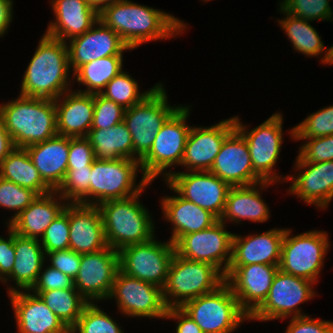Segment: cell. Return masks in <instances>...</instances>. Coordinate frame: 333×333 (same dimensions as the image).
Masks as SVG:
<instances>
[{"instance_id": "24", "label": "cell", "mask_w": 333, "mask_h": 333, "mask_svg": "<svg viewBox=\"0 0 333 333\" xmlns=\"http://www.w3.org/2000/svg\"><path fill=\"white\" fill-rule=\"evenodd\" d=\"M26 292L9 294L19 333H70L39 295Z\"/></svg>"}, {"instance_id": "8", "label": "cell", "mask_w": 333, "mask_h": 333, "mask_svg": "<svg viewBox=\"0 0 333 333\" xmlns=\"http://www.w3.org/2000/svg\"><path fill=\"white\" fill-rule=\"evenodd\" d=\"M162 86L160 83L141 103L125 110L123 122L132 136L135 161L140 162L149 153L162 125L180 107L167 103Z\"/></svg>"}, {"instance_id": "41", "label": "cell", "mask_w": 333, "mask_h": 333, "mask_svg": "<svg viewBox=\"0 0 333 333\" xmlns=\"http://www.w3.org/2000/svg\"><path fill=\"white\" fill-rule=\"evenodd\" d=\"M333 134V105L310 114L296 127L290 130L295 140L312 139Z\"/></svg>"}, {"instance_id": "46", "label": "cell", "mask_w": 333, "mask_h": 333, "mask_svg": "<svg viewBox=\"0 0 333 333\" xmlns=\"http://www.w3.org/2000/svg\"><path fill=\"white\" fill-rule=\"evenodd\" d=\"M305 140L307 142L300 147L299 155L307 163L333 161V134Z\"/></svg>"}, {"instance_id": "5", "label": "cell", "mask_w": 333, "mask_h": 333, "mask_svg": "<svg viewBox=\"0 0 333 333\" xmlns=\"http://www.w3.org/2000/svg\"><path fill=\"white\" fill-rule=\"evenodd\" d=\"M224 282V275L213 265L175 253L162 289L164 302L167 308L181 307L189 300L215 291Z\"/></svg>"}, {"instance_id": "45", "label": "cell", "mask_w": 333, "mask_h": 333, "mask_svg": "<svg viewBox=\"0 0 333 333\" xmlns=\"http://www.w3.org/2000/svg\"><path fill=\"white\" fill-rule=\"evenodd\" d=\"M125 110L101 93L94 94V113L91 129H108L124 119Z\"/></svg>"}, {"instance_id": "38", "label": "cell", "mask_w": 333, "mask_h": 333, "mask_svg": "<svg viewBox=\"0 0 333 333\" xmlns=\"http://www.w3.org/2000/svg\"><path fill=\"white\" fill-rule=\"evenodd\" d=\"M160 83L150 90L140 93L138 83L127 72L121 71L105 87L101 94L124 109L141 103Z\"/></svg>"}, {"instance_id": "12", "label": "cell", "mask_w": 333, "mask_h": 333, "mask_svg": "<svg viewBox=\"0 0 333 333\" xmlns=\"http://www.w3.org/2000/svg\"><path fill=\"white\" fill-rule=\"evenodd\" d=\"M313 284H315L313 281L278 269L267 297L249 316V321L283 320L291 315L292 317L306 316L297 306L315 296L316 293L312 289Z\"/></svg>"}, {"instance_id": "50", "label": "cell", "mask_w": 333, "mask_h": 333, "mask_svg": "<svg viewBox=\"0 0 333 333\" xmlns=\"http://www.w3.org/2000/svg\"><path fill=\"white\" fill-rule=\"evenodd\" d=\"M285 333H333V321L313 319L308 315L291 317Z\"/></svg>"}, {"instance_id": "11", "label": "cell", "mask_w": 333, "mask_h": 333, "mask_svg": "<svg viewBox=\"0 0 333 333\" xmlns=\"http://www.w3.org/2000/svg\"><path fill=\"white\" fill-rule=\"evenodd\" d=\"M154 238L121 248L118 251L119 269L130 277L163 289L175 248L170 241L161 243Z\"/></svg>"}, {"instance_id": "31", "label": "cell", "mask_w": 333, "mask_h": 333, "mask_svg": "<svg viewBox=\"0 0 333 333\" xmlns=\"http://www.w3.org/2000/svg\"><path fill=\"white\" fill-rule=\"evenodd\" d=\"M271 184L273 183L262 181L249 186L231 187L227 195L224 211L219 220L223 223L227 219L234 223H239L245 219L260 223L267 221L270 217L269 208L261 198V193L257 187L259 186L260 190H264Z\"/></svg>"}, {"instance_id": "56", "label": "cell", "mask_w": 333, "mask_h": 333, "mask_svg": "<svg viewBox=\"0 0 333 333\" xmlns=\"http://www.w3.org/2000/svg\"><path fill=\"white\" fill-rule=\"evenodd\" d=\"M323 64H333V45L330 48H327V56Z\"/></svg>"}, {"instance_id": "19", "label": "cell", "mask_w": 333, "mask_h": 333, "mask_svg": "<svg viewBox=\"0 0 333 333\" xmlns=\"http://www.w3.org/2000/svg\"><path fill=\"white\" fill-rule=\"evenodd\" d=\"M210 172L231 187L249 186L263 181L254 172L246 139L236 128L222 143Z\"/></svg>"}, {"instance_id": "9", "label": "cell", "mask_w": 333, "mask_h": 333, "mask_svg": "<svg viewBox=\"0 0 333 333\" xmlns=\"http://www.w3.org/2000/svg\"><path fill=\"white\" fill-rule=\"evenodd\" d=\"M138 168L140 162L132 159H95L91 166L90 199L92 200H89V205L98 206L105 201L124 199L138 194L149 185V182L142 177L136 186Z\"/></svg>"}, {"instance_id": "2", "label": "cell", "mask_w": 333, "mask_h": 333, "mask_svg": "<svg viewBox=\"0 0 333 333\" xmlns=\"http://www.w3.org/2000/svg\"><path fill=\"white\" fill-rule=\"evenodd\" d=\"M24 73L20 95L56 100L69 91V55L67 43L42 35Z\"/></svg>"}, {"instance_id": "25", "label": "cell", "mask_w": 333, "mask_h": 333, "mask_svg": "<svg viewBox=\"0 0 333 333\" xmlns=\"http://www.w3.org/2000/svg\"><path fill=\"white\" fill-rule=\"evenodd\" d=\"M285 229H270L246 237L234 234L230 266L266 264L279 266Z\"/></svg>"}, {"instance_id": "53", "label": "cell", "mask_w": 333, "mask_h": 333, "mask_svg": "<svg viewBox=\"0 0 333 333\" xmlns=\"http://www.w3.org/2000/svg\"><path fill=\"white\" fill-rule=\"evenodd\" d=\"M12 0H0V38L4 36L7 28L10 26L13 14Z\"/></svg>"}, {"instance_id": "48", "label": "cell", "mask_w": 333, "mask_h": 333, "mask_svg": "<svg viewBox=\"0 0 333 333\" xmlns=\"http://www.w3.org/2000/svg\"><path fill=\"white\" fill-rule=\"evenodd\" d=\"M95 160L93 147L86 137H69V154L67 169L91 167Z\"/></svg>"}, {"instance_id": "51", "label": "cell", "mask_w": 333, "mask_h": 333, "mask_svg": "<svg viewBox=\"0 0 333 333\" xmlns=\"http://www.w3.org/2000/svg\"><path fill=\"white\" fill-rule=\"evenodd\" d=\"M8 239L0 236V281H4L11 273L15 262V232L8 226Z\"/></svg>"}, {"instance_id": "23", "label": "cell", "mask_w": 333, "mask_h": 333, "mask_svg": "<svg viewBox=\"0 0 333 333\" xmlns=\"http://www.w3.org/2000/svg\"><path fill=\"white\" fill-rule=\"evenodd\" d=\"M69 249L79 254L96 252L108 247L97 205L69 203Z\"/></svg>"}, {"instance_id": "49", "label": "cell", "mask_w": 333, "mask_h": 333, "mask_svg": "<svg viewBox=\"0 0 333 333\" xmlns=\"http://www.w3.org/2000/svg\"><path fill=\"white\" fill-rule=\"evenodd\" d=\"M50 258L51 267L61 271L73 280L78 275L81 263V254L76 253L71 249L58 250L47 253Z\"/></svg>"}, {"instance_id": "39", "label": "cell", "mask_w": 333, "mask_h": 333, "mask_svg": "<svg viewBox=\"0 0 333 333\" xmlns=\"http://www.w3.org/2000/svg\"><path fill=\"white\" fill-rule=\"evenodd\" d=\"M91 167L67 169L66 176L56 190L68 203L89 205Z\"/></svg>"}, {"instance_id": "30", "label": "cell", "mask_w": 333, "mask_h": 333, "mask_svg": "<svg viewBox=\"0 0 333 333\" xmlns=\"http://www.w3.org/2000/svg\"><path fill=\"white\" fill-rule=\"evenodd\" d=\"M57 195L56 191L45 195H38L25 210L10 223H7L8 226L20 236L39 239V235L42 237L45 230L67 205L64 202L65 199ZM57 200H64L63 204L60 201L58 203Z\"/></svg>"}, {"instance_id": "34", "label": "cell", "mask_w": 333, "mask_h": 333, "mask_svg": "<svg viewBox=\"0 0 333 333\" xmlns=\"http://www.w3.org/2000/svg\"><path fill=\"white\" fill-rule=\"evenodd\" d=\"M0 177L29 188L38 195L53 191L41 178L25 148L15 147L0 163Z\"/></svg>"}, {"instance_id": "14", "label": "cell", "mask_w": 333, "mask_h": 333, "mask_svg": "<svg viewBox=\"0 0 333 333\" xmlns=\"http://www.w3.org/2000/svg\"><path fill=\"white\" fill-rule=\"evenodd\" d=\"M218 220L211 227L181 236L175 243V253L185 259L205 262L224 276L232 259L233 236ZM224 263V266H222Z\"/></svg>"}, {"instance_id": "40", "label": "cell", "mask_w": 333, "mask_h": 333, "mask_svg": "<svg viewBox=\"0 0 333 333\" xmlns=\"http://www.w3.org/2000/svg\"><path fill=\"white\" fill-rule=\"evenodd\" d=\"M99 308L94 302L88 303L70 333H124L121 327Z\"/></svg>"}, {"instance_id": "47", "label": "cell", "mask_w": 333, "mask_h": 333, "mask_svg": "<svg viewBox=\"0 0 333 333\" xmlns=\"http://www.w3.org/2000/svg\"><path fill=\"white\" fill-rule=\"evenodd\" d=\"M38 274L37 280L30 291H50L57 289H75L74 280L61 271L47 266Z\"/></svg>"}, {"instance_id": "36", "label": "cell", "mask_w": 333, "mask_h": 333, "mask_svg": "<svg viewBox=\"0 0 333 333\" xmlns=\"http://www.w3.org/2000/svg\"><path fill=\"white\" fill-rule=\"evenodd\" d=\"M280 11L286 14L284 19L278 20L280 27L286 32L288 39H290L293 48L305 54V56H319L324 53L321 58L322 63L325 62L327 50L322 42L321 37L315 28L310 25V21L295 17L288 12H285L281 7Z\"/></svg>"}, {"instance_id": "16", "label": "cell", "mask_w": 333, "mask_h": 333, "mask_svg": "<svg viewBox=\"0 0 333 333\" xmlns=\"http://www.w3.org/2000/svg\"><path fill=\"white\" fill-rule=\"evenodd\" d=\"M119 270L118 251L109 246L96 252L81 254L74 287L88 303L109 299Z\"/></svg>"}, {"instance_id": "7", "label": "cell", "mask_w": 333, "mask_h": 333, "mask_svg": "<svg viewBox=\"0 0 333 333\" xmlns=\"http://www.w3.org/2000/svg\"><path fill=\"white\" fill-rule=\"evenodd\" d=\"M189 109V106H180L166 120L156 135L149 153L140 161L142 177L149 183L161 174L167 178L169 172L166 168L181 165L186 139L191 129V126L186 125Z\"/></svg>"}, {"instance_id": "37", "label": "cell", "mask_w": 333, "mask_h": 333, "mask_svg": "<svg viewBox=\"0 0 333 333\" xmlns=\"http://www.w3.org/2000/svg\"><path fill=\"white\" fill-rule=\"evenodd\" d=\"M39 295L47 307L70 330L78 321L88 302L76 289L31 292Z\"/></svg>"}, {"instance_id": "26", "label": "cell", "mask_w": 333, "mask_h": 333, "mask_svg": "<svg viewBox=\"0 0 333 333\" xmlns=\"http://www.w3.org/2000/svg\"><path fill=\"white\" fill-rule=\"evenodd\" d=\"M51 4L56 20L45 34L63 42L84 34L99 20L98 11L85 0H52Z\"/></svg>"}, {"instance_id": "29", "label": "cell", "mask_w": 333, "mask_h": 333, "mask_svg": "<svg viewBox=\"0 0 333 333\" xmlns=\"http://www.w3.org/2000/svg\"><path fill=\"white\" fill-rule=\"evenodd\" d=\"M167 185L178 195L165 196L161 201L164 217L173 223L170 242L174 244L181 236L209 228L219 220L210 211L181 197L168 183Z\"/></svg>"}, {"instance_id": "28", "label": "cell", "mask_w": 333, "mask_h": 333, "mask_svg": "<svg viewBox=\"0 0 333 333\" xmlns=\"http://www.w3.org/2000/svg\"><path fill=\"white\" fill-rule=\"evenodd\" d=\"M25 149L43 181L56 191L67 173L69 137L57 134Z\"/></svg>"}, {"instance_id": "20", "label": "cell", "mask_w": 333, "mask_h": 333, "mask_svg": "<svg viewBox=\"0 0 333 333\" xmlns=\"http://www.w3.org/2000/svg\"><path fill=\"white\" fill-rule=\"evenodd\" d=\"M98 26L95 28V26ZM67 43L69 66L75 72L80 66L108 56H123L124 50H132L111 28L98 20L84 34Z\"/></svg>"}, {"instance_id": "4", "label": "cell", "mask_w": 333, "mask_h": 333, "mask_svg": "<svg viewBox=\"0 0 333 333\" xmlns=\"http://www.w3.org/2000/svg\"><path fill=\"white\" fill-rule=\"evenodd\" d=\"M131 197L105 201L98 205L106 243L119 251L121 248L149 241L154 237V224L148 210L138 201L141 192Z\"/></svg>"}, {"instance_id": "10", "label": "cell", "mask_w": 333, "mask_h": 333, "mask_svg": "<svg viewBox=\"0 0 333 333\" xmlns=\"http://www.w3.org/2000/svg\"><path fill=\"white\" fill-rule=\"evenodd\" d=\"M290 235L291 230L286 228L279 269L316 283L330 246L327 233L313 230L293 237Z\"/></svg>"}, {"instance_id": "18", "label": "cell", "mask_w": 333, "mask_h": 333, "mask_svg": "<svg viewBox=\"0 0 333 333\" xmlns=\"http://www.w3.org/2000/svg\"><path fill=\"white\" fill-rule=\"evenodd\" d=\"M278 269L277 265L266 264L229 266L225 282L248 316L264 302Z\"/></svg>"}, {"instance_id": "1", "label": "cell", "mask_w": 333, "mask_h": 333, "mask_svg": "<svg viewBox=\"0 0 333 333\" xmlns=\"http://www.w3.org/2000/svg\"><path fill=\"white\" fill-rule=\"evenodd\" d=\"M99 20L115 31L134 50L139 45L172 38L186 29V24L161 10L119 0L98 12Z\"/></svg>"}, {"instance_id": "52", "label": "cell", "mask_w": 333, "mask_h": 333, "mask_svg": "<svg viewBox=\"0 0 333 333\" xmlns=\"http://www.w3.org/2000/svg\"><path fill=\"white\" fill-rule=\"evenodd\" d=\"M166 318L178 320L176 333H203L196 322L180 307L168 308L165 319Z\"/></svg>"}, {"instance_id": "13", "label": "cell", "mask_w": 333, "mask_h": 333, "mask_svg": "<svg viewBox=\"0 0 333 333\" xmlns=\"http://www.w3.org/2000/svg\"><path fill=\"white\" fill-rule=\"evenodd\" d=\"M282 121V114L277 112L261 125L247 132V126H243L240 119L235 116V128L246 139L253 170L263 181L274 183L280 180L286 181V177L277 176L272 171L279 158L283 142Z\"/></svg>"}, {"instance_id": "3", "label": "cell", "mask_w": 333, "mask_h": 333, "mask_svg": "<svg viewBox=\"0 0 333 333\" xmlns=\"http://www.w3.org/2000/svg\"><path fill=\"white\" fill-rule=\"evenodd\" d=\"M0 118L15 147L25 148L58 134L52 99L19 95L0 105Z\"/></svg>"}, {"instance_id": "33", "label": "cell", "mask_w": 333, "mask_h": 333, "mask_svg": "<svg viewBox=\"0 0 333 333\" xmlns=\"http://www.w3.org/2000/svg\"><path fill=\"white\" fill-rule=\"evenodd\" d=\"M86 138L97 160H133L132 136L123 121L108 129H90Z\"/></svg>"}, {"instance_id": "44", "label": "cell", "mask_w": 333, "mask_h": 333, "mask_svg": "<svg viewBox=\"0 0 333 333\" xmlns=\"http://www.w3.org/2000/svg\"><path fill=\"white\" fill-rule=\"evenodd\" d=\"M37 196L38 194L33 190L0 177V207L17 211L9 223L25 210Z\"/></svg>"}, {"instance_id": "54", "label": "cell", "mask_w": 333, "mask_h": 333, "mask_svg": "<svg viewBox=\"0 0 333 333\" xmlns=\"http://www.w3.org/2000/svg\"><path fill=\"white\" fill-rule=\"evenodd\" d=\"M15 148L10 134L5 129L4 123L0 118V163Z\"/></svg>"}, {"instance_id": "21", "label": "cell", "mask_w": 333, "mask_h": 333, "mask_svg": "<svg viewBox=\"0 0 333 333\" xmlns=\"http://www.w3.org/2000/svg\"><path fill=\"white\" fill-rule=\"evenodd\" d=\"M235 129V117L211 127H192L181 165L187 171H210L225 138Z\"/></svg>"}, {"instance_id": "6", "label": "cell", "mask_w": 333, "mask_h": 333, "mask_svg": "<svg viewBox=\"0 0 333 333\" xmlns=\"http://www.w3.org/2000/svg\"><path fill=\"white\" fill-rule=\"evenodd\" d=\"M203 333H231L249 316L239 306L229 285L185 302L180 307Z\"/></svg>"}, {"instance_id": "55", "label": "cell", "mask_w": 333, "mask_h": 333, "mask_svg": "<svg viewBox=\"0 0 333 333\" xmlns=\"http://www.w3.org/2000/svg\"><path fill=\"white\" fill-rule=\"evenodd\" d=\"M85 1L88 2L92 7H94L99 12L103 7L119 0H85Z\"/></svg>"}, {"instance_id": "35", "label": "cell", "mask_w": 333, "mask_h": 333, "mask_svg": "<svg viewBox=\"0 0 333 333\" xmlns=\"http://www.w3.org/2000/svg\"><path fill=\"white\" fill-rule=\"evenodd\" d=\"M123 56H108L93 60L80 66L73 72L74 80L87 86L79 92L97 94L101 93L106 85L123 70Z\"/></svg>"}, {"instance_id": "15", "label": "cell", "mask_w": 333, "mask_h": 333, "mask_svg": "<svg viewBox=\"0 0 333 333\" xmlns=\"http://www.w3.org/2000/svg\"><path fill=\"white\" fill-rule=\"evenodd\" d=\"M165 181L183 198L220 219L231 186L210 171L171 172Z\"/></svg>"}, {"instance_id": "43", "label": "cell", "mask_w": 333, "mask_h": 333, "mask_svg": "<svg viewBox=\"0 0 333 333\" xmlns=\"http://www.w3.org/2000/svg\"><path fill=\"white\" fill-rule=\"evenodd\" d=\"M39 239L45 254L69 249V203L57 216Z\"/></svg>"}, {"instance_id": "17", "label": "cell", "mask_w": 333, "mask_h": 333, "mask_svg": "<svg viewBox=\"0 0 333 333\" xmlns=\"http://www.w3.org/2000/svg\"><path fill=\"white\" fill-rule=\"evenodd\" d=\"M109 298H116L119 311L132 317L165 318L168 309L162 288L130 277L120 270Z\"/></svg>"}, {"instance_id": "32", "label": "cell", "mask_w": 333, "mask_h": 333, "mask_svg": "<svg viewBox=\"0 0 333 333\" xmlns=\"http://www.w3.org/2000/svg\"><path fill=\"white\" fill-rule=\"evenodd\" d=\"M14 248L16 257L14 267L12 273L3 282L6 283L10 278L15 281L17 287H8V294L19 289L30 290L46 259L45 251L37 238L24 237L15 233Z\"/></svg>"}, {"instance_id": "27", "label": "cell", "mask_w": 333, "mask_h": 333, "mask_svg": "<svg viewBox=\"0 0 333 333\" xmlns=\"http://www.w3.org/2000/svg\"><path fill=\"white\" fill-rule=\"evenodd\" d=\"M61 96L54 100L58 135L86 137L93 121L94 94L69 90Z\"/></svg>"}, {"instance_id": "42", "label": "cell", "mask_w": 333, "mask_h": 333, "mask_svg": "<svg viewBox=\"0 0 333 333\" xmlns=\"http://www.w3.org/2000/svg\"><path fill=\"white\" fill-rule=\"evenodd\" d=\"M280 7L285 12L310 22L333 19L329 0H283Z\"/></svg>"}, {"instance_id": "22", "label": "cell", "mask_w": 333, "mask_h": 333, "mask_svg": "<svg viewBox=\"0 0 333 333\" xmlns=\"http://www.w3.org/2000/svg\"><path fill=\"white\" fill-rule=\"evenodd\" d=\"M295 163V170L305 171H300L298 176H286L287 182L293 181L288 193L325 209L333 198V161L307 163L298 154Z\"/></svg>"}]
</instances>
